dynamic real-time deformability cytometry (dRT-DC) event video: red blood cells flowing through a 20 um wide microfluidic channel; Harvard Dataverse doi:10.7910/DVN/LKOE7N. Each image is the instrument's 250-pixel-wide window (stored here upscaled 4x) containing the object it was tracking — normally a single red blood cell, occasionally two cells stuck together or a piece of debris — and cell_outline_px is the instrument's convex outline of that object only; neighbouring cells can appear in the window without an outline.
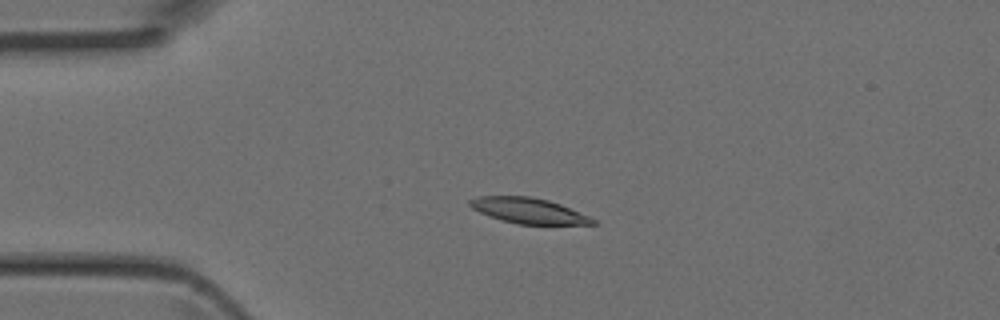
{"species": "Egyptian fruit bat (a non-hibernating species)", "species_latin": "Rousettus aegyptiacus", "temperature_condition": "room temperature", "stored_images_in_passage": 7, "camera_frame_rate_fps": 3000, "um_per_image_px": 0.085, "animal": {"sex": "female"}, "frame": {"image": 1, "passage_image": 4, "time_ms": 1.0, "image_size_px": [1000, 320], "cell_outline_px": [[600, 224], [516, 224], [500, 220], [488, 216], [472, 208], [468, 204], [468, 200], [476, 196], [532, 196], [548, 200], [560, 204], [588, 216], [596, 220]], "centroid_in_image_um": [44.88, 17.9], "position_along_channel_um": 40.1, "area_um2": 18.32}}
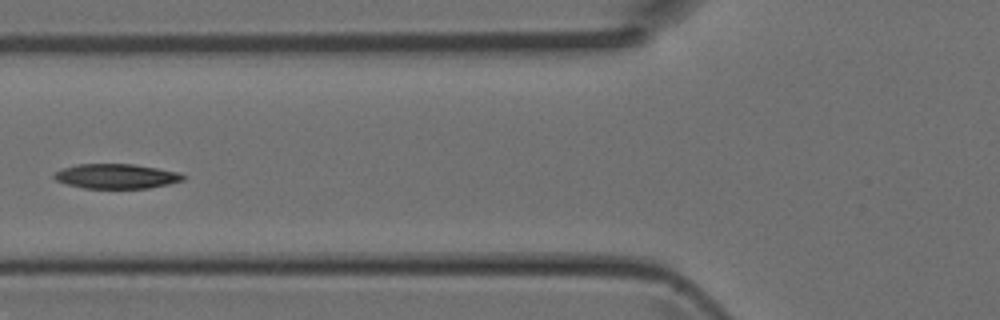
{"frame": {"image": 2, "passage_image": 6, "time_ms": 1.667, "image_size_px": [1000, 320], "cell_outline_px": [[184, 180], [168, 184], [148, 188], [84, 188], [68, 184], [56, 180], [52, 176], [56, 172], [64, 168], [76, 164], [132, 164], [180, 172], [184, 176]], "centroid_in_image_um": [9.89, 14.98], "position_along_channel_um": 115.9, "area_um2": 18.38}}
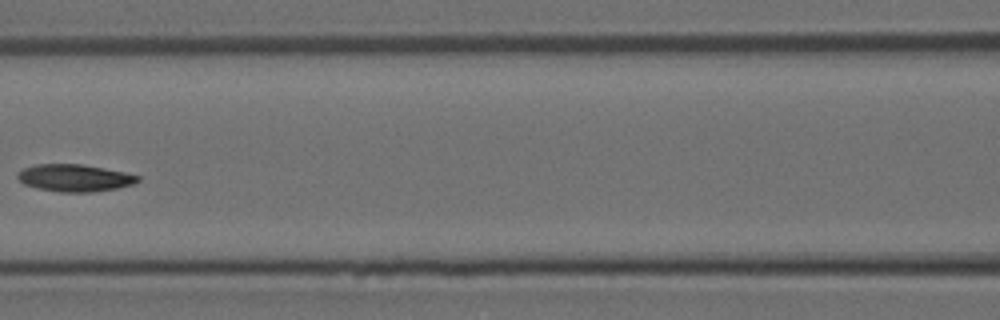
{"frame": {"image": 3, "passage_image": 7, "time_ms": 2.0, "image_size_px": [1000, 320], "cell_outline_px": [[140, 180], [132, 184], [116, 188], [92, 192], [60, 192], [36, 188], [24, 184], [16, 176], [24, 168], [36, 164], [80, 164], [124, 172], [140, 176]], "centroid_in_image_um": [6.33, 15.12], "position_along_channel_um": 160.3, "area_um2": 18.84}}